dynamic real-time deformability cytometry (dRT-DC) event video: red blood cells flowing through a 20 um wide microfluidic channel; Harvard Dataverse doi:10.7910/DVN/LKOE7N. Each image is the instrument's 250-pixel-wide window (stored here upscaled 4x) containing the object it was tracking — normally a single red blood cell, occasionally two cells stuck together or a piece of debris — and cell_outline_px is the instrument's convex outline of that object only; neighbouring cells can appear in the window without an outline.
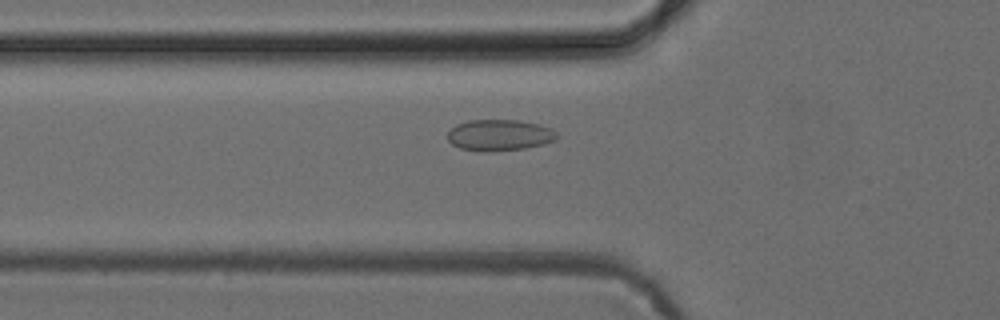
{"species": "common noctule bat (a hibernating species)", "species_latin": "Nyctalus noctula", "temperature_condition": "cold", "stored_images_in_passage": 46, "camera_frame_rate_fps": 3000, "um_per_image_px": 0.085, "animal": {"sex": "female", "body_mass_g": 24.6, "forearm_length_mm": 56.2}, "frame": {"image": 1, "passage_image": 12, "time_ms": 3.667, "image_size_px": [1000, 320], "cell_outline_px": [[560, 136], [556, 140], [544, 144], [524, 148], [492, 152], [480, 152], [460, 148], [452, 144], [448, 140], [448, 132], [456, 124], [468, 120], [520, 120], [552, 128]], "centroid_in_image_um": [42.46, 11.49], "position_along_channel_um": 83.3, "area_um2": 20.11}}
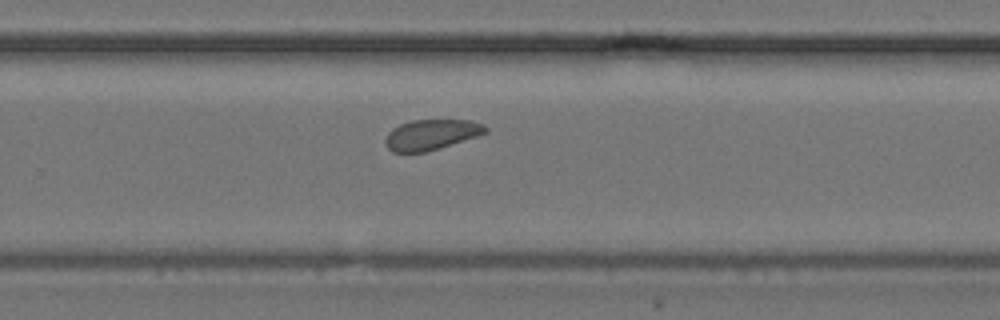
{"frame": {"image": 2, "passage_image": 28, "time_ms": 9.0, "image_size_px": [1000, 320], "cell_outline_px": [[488, 132], [440, 148], [424, 152], [392, 152], [388, 148], [384, 140], [388, 132], [392, 128], [400, 124], [412, 120], [472, 120], [484, 124], [488, 128]], "centroid_in_image_um": [36.66, 11.43], "position_along_channel_um": 293.1, "area_um2": 17.74}}
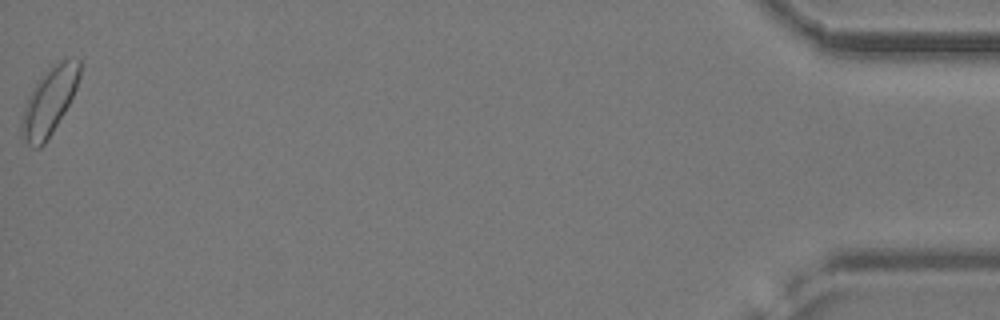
{"frame": {"image": 3, "passage_image": 46, "time_ms": 15.0, "image_size_px": [1000, 320], "cell_outline_px": [[80, 76], [76, 88], [64, 112], [52, 132], [44, 144], [40, 148], [32, 148], [20, 136], [20, 124], [24, 108], [28, 96], [32, 88], [60, 60], [80, 60]], "centroid_in_image_um": [4.15, 8.69], "position_along_channel_um": 431.1, "area_um2": 22.08}}